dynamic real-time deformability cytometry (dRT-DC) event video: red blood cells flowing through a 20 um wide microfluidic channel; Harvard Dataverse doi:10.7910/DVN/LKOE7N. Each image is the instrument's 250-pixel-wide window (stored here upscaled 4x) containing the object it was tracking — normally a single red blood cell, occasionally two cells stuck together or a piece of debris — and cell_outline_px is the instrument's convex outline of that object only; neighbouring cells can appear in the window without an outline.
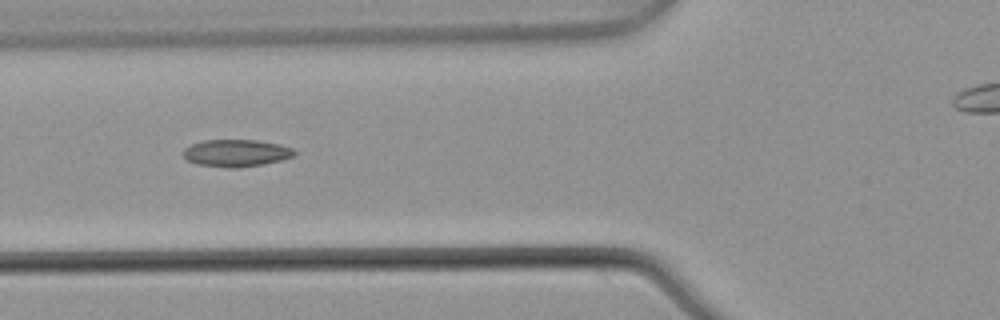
{"species": "common noctule bat (a hibernating species)", "species_latin": "Nyctalus noctula", "temperature_condition": "warm", "stored_images_in_passage": 5, "camera_frame_rate_fps": 3000, "um_per_image_px": 0.085, "animal": {"sex": "male", "body_mass_g": 21.5, "forearm_length_mm": 52.0}, "frame": {"image": 1, "passage_image": 4, "time_ms": 1.0, "image_size_px": [1000, 320], "cell_outline_px": [[296, 152], [292, 156], [280, 160], [264, 164], [240, 168], [228, 168], [196, 164], [188, 160], [184, 156], [184, 148], [192, 144], [204, 140], [256, 140], [280, 144], [292, 148]], "centroid_in_image_um": [20.07, 13.01], "position_along_channel_um": 105.7, "area_um2": 17.57}}
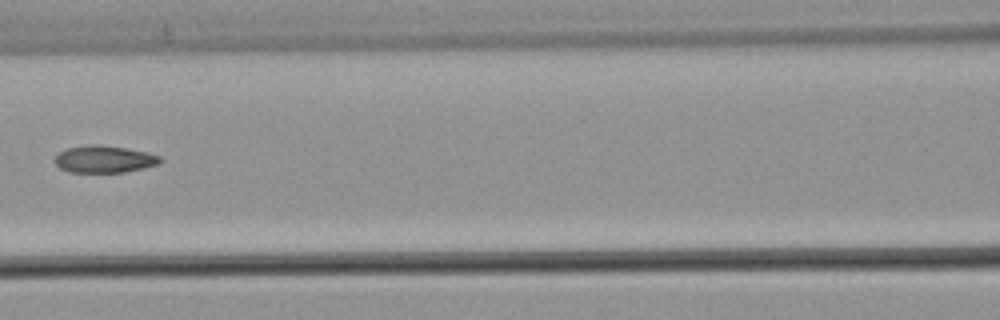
{"frame": {"image": 2, "passage_image": 5, "time_ms": 1.333, "image_size_px": [1000, 320], "cell_outline_px": [[164, 160], [160, 164], [144, 168], [124, 172], [68, 172], [60, 168], [52, 160], [60, 152], [68, 148], [88, 144], [96, 144], [124, 148], [148, 152], [160, 156]], "centroid_in_image_um": [8.88, 13.53], "position_along_channel_um": 157.7, "area_um2": 16.76}}